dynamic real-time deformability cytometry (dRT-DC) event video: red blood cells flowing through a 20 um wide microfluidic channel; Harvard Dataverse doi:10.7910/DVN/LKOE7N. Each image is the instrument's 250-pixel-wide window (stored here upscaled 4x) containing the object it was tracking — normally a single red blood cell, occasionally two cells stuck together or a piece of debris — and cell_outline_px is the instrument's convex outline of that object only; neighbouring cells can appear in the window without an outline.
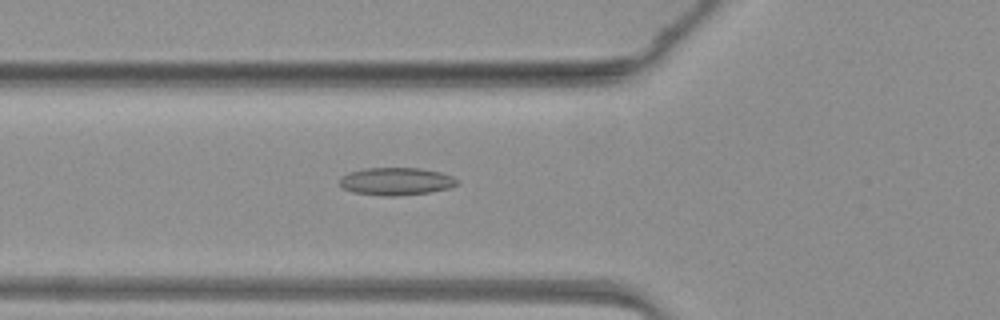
{"species": "common noctule bat (a hibernating species)", "species_latin": "Nyctalus noctula", "temperature_condition": "warm", "stored_images_in_passage": 48, "camera_frame_rate_fps": 3000, "um_per_image_px": 0.085, "animal": {"sex": "female", "body_mass_g": 19.3, "forearm_length_mm": 54.1}, "frame": {"image": 1, "passage_image": 18, "time_ms": 5.667, "image_size_px": [1000, 320], "cell_outline_px": [[460, 184], [448, 188], [428, 192], [400, 196], [384, 196], [352, 192], [344, 188], [340, 184], [340, 176], [348, 172], [364, 168], [420, 168], [440, 172], [452, 176], [460, 180]], "centroid_in_image_um": [33.68, 15.41], "position_along_channel_um": 92.1, "area_um2": 19.07}}
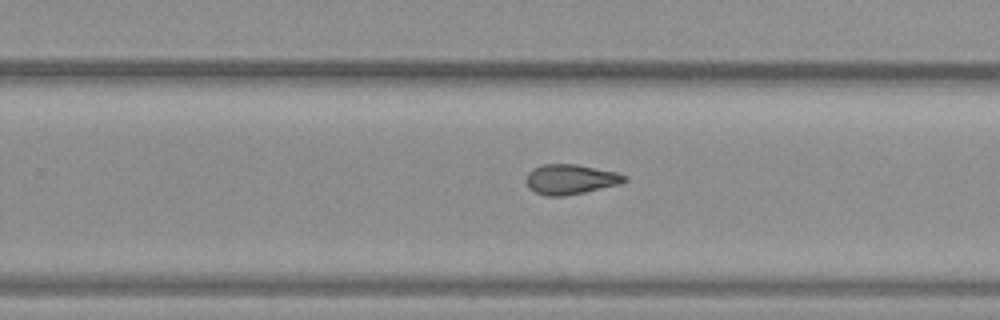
{"frame": {"image": 2, "passage_image": 31, "time_ms": 10.0, "image_size_px": [1000, 320], "cell_outline_px": [[628, 180], [620, 184], [584, 192], [564, 196], [548, 196], [536, 192], [528, 188], [528, 172], [532, 168], [544, 164], [576, 164], [616, 172], [628, 176]], "centroid_in_image_um": [48.52, 15.23], "position_along_channel_um": 281.3, "area_um2": 17.05}}
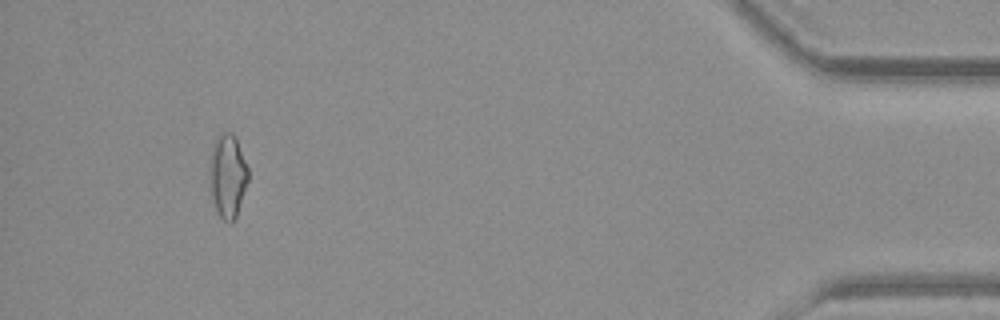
{"frame": {"image": 3, "passage_image": 45, "time_ms": 14.667, "image_size_px": [1000, 320], "cell_outline_px": [[248, 180], [236, 216], [228, 224], [220, 216], [216, 208], [212, 196], [208, 172], [208, 164], [212, 144], [216, 136], [220, 132], [232, 132], [236, 136], [248, 168]], "centroid_in_image_um": [19.32, 14.86], "position_along_channel_um": 415.9, "area_um2": 19.02}}